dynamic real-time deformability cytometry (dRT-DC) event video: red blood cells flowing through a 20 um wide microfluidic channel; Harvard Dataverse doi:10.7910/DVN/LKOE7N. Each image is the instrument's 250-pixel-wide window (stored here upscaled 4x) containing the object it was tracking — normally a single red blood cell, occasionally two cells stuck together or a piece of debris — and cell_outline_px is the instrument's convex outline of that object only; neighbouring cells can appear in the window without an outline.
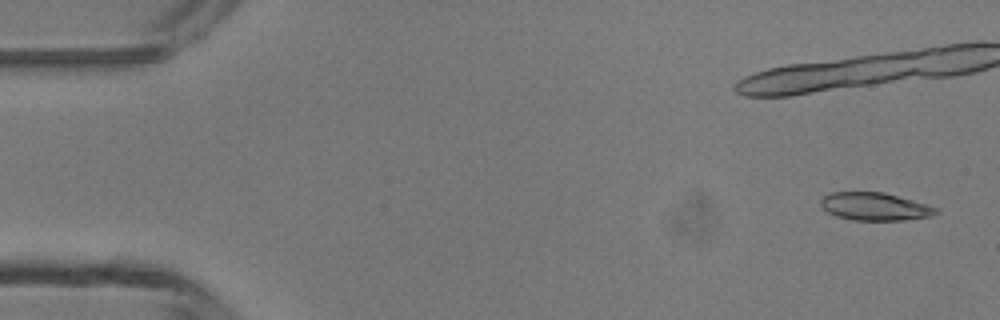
{"species": "common noctule bat (a hibernating species)", "species_latin": "Nyctalus noctula", "temperature_condition": "room temperature", "stored_images_in_passage": 6, "camera_frame_rate_fps": 3000, "um_per_image_px": 0.085, "animal": {"sex": "male", "body_mass_g": 13.3}, "frame": {"image": 1, "passage_image": 1, "time_ms": 0.0, "image_size_px": [1000, 320], "cell_outline_px": [[940, 212], [932, 216], [904, 220], [852, 220], [836, 216], [828, 212], [820, 204], [820, 200], [824, 196], [832, 192], [884, 192], [912, 200], [936, 208]], "centroid_in_image_um": [74.35, 17.56], "position_along_channel_um": 10.7, "area_um2": 18.55}}